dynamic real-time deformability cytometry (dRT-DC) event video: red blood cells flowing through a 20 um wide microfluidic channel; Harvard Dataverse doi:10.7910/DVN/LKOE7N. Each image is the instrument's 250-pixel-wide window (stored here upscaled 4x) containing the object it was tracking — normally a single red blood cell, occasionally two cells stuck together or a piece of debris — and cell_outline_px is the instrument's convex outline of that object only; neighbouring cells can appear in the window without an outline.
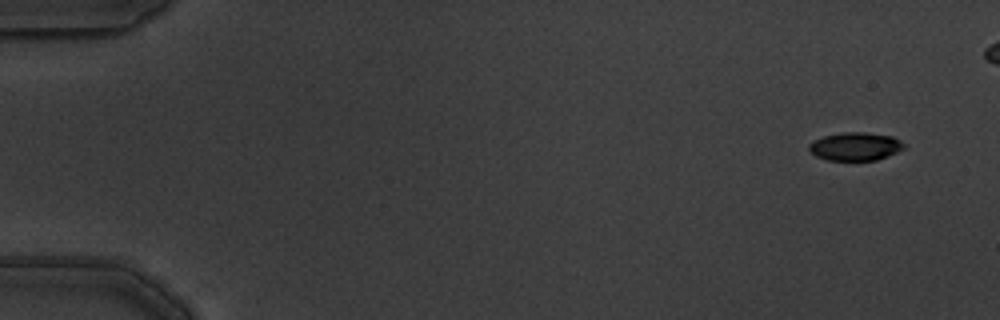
{"species": "common noctule bat (a hibernating species)", "species_latin": "Nyctalus noctula", "temperature_condition": "warm", "stored_images_in_passage": 6, "camera_frame_rate_fps": 3000, "um_per_image_px": 0.085, "animal": {"sex": "male", "body_mass_g": 19.5, "forearm_length_mm": 54.6}, "frame": {"image": 1, "passage_image": 1, "time_ms": 0.0, "image_size_px": [1000, 320], "cell_outline_px": [[904, 148], [888, 156], [876, 160], [828, 160], [816, 156], [808, 148], [808, 144], [824, 136], [844, 132], [864, 132], [892, 136], [900, 140], [904, 144]], "centroid_in_image_um": [72.71, 12.44], "position_along_channel_um": 12.3, "area_um2": 15.43}}